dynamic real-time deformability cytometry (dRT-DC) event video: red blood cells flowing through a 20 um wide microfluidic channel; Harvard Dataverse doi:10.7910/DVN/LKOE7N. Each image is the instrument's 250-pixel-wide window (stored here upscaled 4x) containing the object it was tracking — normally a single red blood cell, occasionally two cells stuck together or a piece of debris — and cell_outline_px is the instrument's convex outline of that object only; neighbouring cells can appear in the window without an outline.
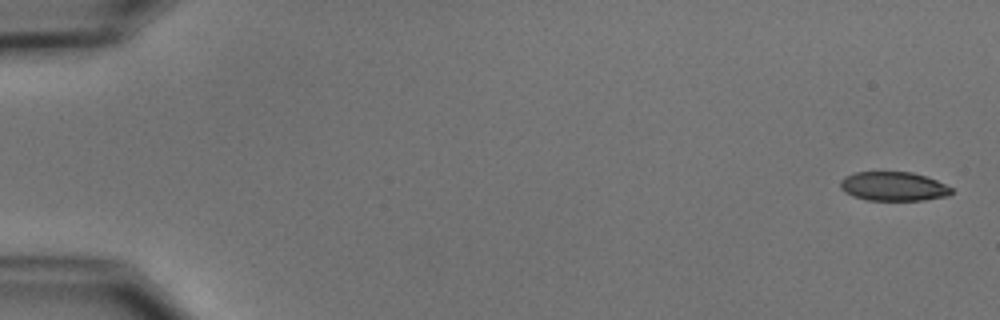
{"species": "common noctule bat (a hibernating species)", "species_latin": "Nyctalus noctula", "temperature_condition": "cold", "stored_images_in_passage": 50, "camera_frame_rate_fps": 3000, "um_per_image_px": 0.085, "animal": {"sex": "male", "body_mass_g": 15.6}, "frame": {"image": 1, "passage_image": 1, "time_ms": 0.0, "image_size_px": [1000, 320], "cell_outline_px": [[952, 192], [948, 196], [924, 200], [868, 200], [852, 196], [844, 192], [840, 188], [840, 180], [844, 176], [856, 172], [912, 172], [936, 180], [952, 188]], "centroid_in_image_um": [75.91, 15.84], "position_along_channel_um": 9.1, "area_um2": 18.84}}
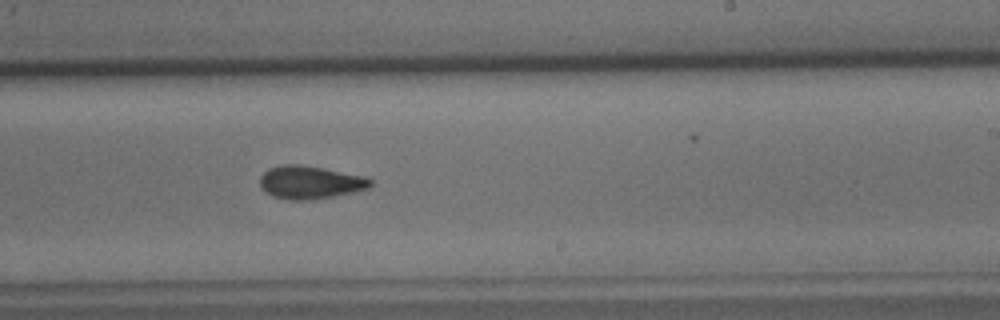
{"frame": {"image": 2, "passage_image": 33, "time_ms": 10.667, "image_size_px": [1000, 320], "cell_outline_px": [[372, 184], [368, 188], [356, 192], [336, 196], [308, 200], [288, 200], [272, 196], [264, 192], [260, 184], [260, 176], [268, 168], [284, 164], [300, 164], [324, 168], [364, 176], [372, 180]], "centroid_in_image_um": [26.35, 15.5], "position_along_channel_um": 262.7, "area_um2": 21.5}}
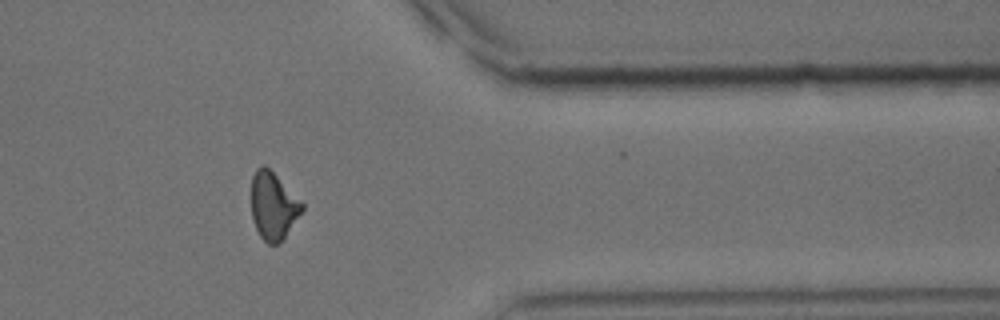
{"frame": {"image": 3, "passage_image": 44, "time_ms": 14.333, "image_size_px": [1000, 320], "cell_outline_px": [[304, 208], [280, 244], [268, 244], [260, 236], [252, 220], [252, 176], [256, 168], [260, 164], [264, 164], [304, 204]], "centroid_in_image_um": [23.21, 17.51], "position_along_channel_um": 388.2, "area_um2": 19.71}, "authors_computed_cell_mechanics": {"area_um2": 20.6924, "velocity_mm_per_s": 3.76, "shape_relaxation_time_tau1_ms": 4.5647, "shape_relaxation_time_tau2_ms": 5.5749, "deformation_change_tau1": 0.134, "deformation_change_tau2": 0.1005}}